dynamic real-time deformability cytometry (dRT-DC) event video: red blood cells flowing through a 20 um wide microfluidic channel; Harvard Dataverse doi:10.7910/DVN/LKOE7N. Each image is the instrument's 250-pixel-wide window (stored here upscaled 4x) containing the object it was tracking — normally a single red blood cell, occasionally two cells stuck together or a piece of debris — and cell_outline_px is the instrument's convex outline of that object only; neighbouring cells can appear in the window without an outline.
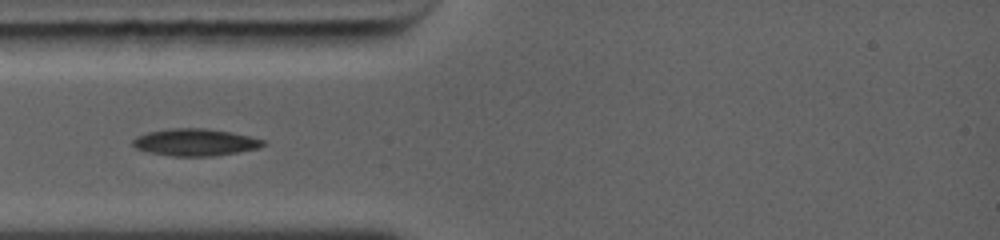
{"species": "common noctule bat (a hibernating species)", "species_latin": "Nyctalus noctula", "temperature_condition": "warm", "stored_images_in_passage": 60, "camera_frame_rate_fps": 5000, "um_per_image_px": 0.085, "animal": {"sex": "female", "body_mass_g": 19.0, "forearm_length_mm": 56.7}, "frame": {"image": 1, "passage_image": 1, "time_ms": 0.0, "image_size_px": [1000, 240], "cell_outline_px": [[268, 144], [260, 148], [212, 156], [172, 156], [148, 152], [136, 148], [132, 144], [132, 140], [136, 136], [148, 132], [168, 128], [204, 128], [232, 132], [264, 140]], "centroid_in_image_um": [16.59, 12.09], "position_along_channel_um": 68.4, "area_um2": 20.63}}
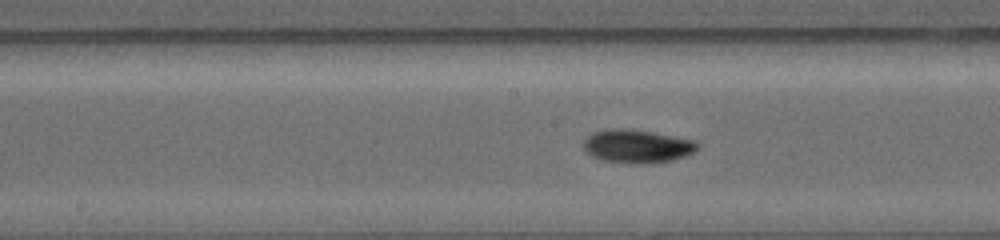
{"frame": {"image": 2, "passage_image": 17, "time_ms": 2.8, "image_size_px": [1000, 240], "cell_outline_px": [[700, 148], [684, 156], [672, 160], [644, 164], [640, 164], [600, 160], [584, 152], [584, 140], [592, 132], [648, 132], [696, 140], [700, 144]], "centroid_in_image_um": [54.21, 12.5], "position_along_channel_um": 194.0, "area_um2": 21.1}}
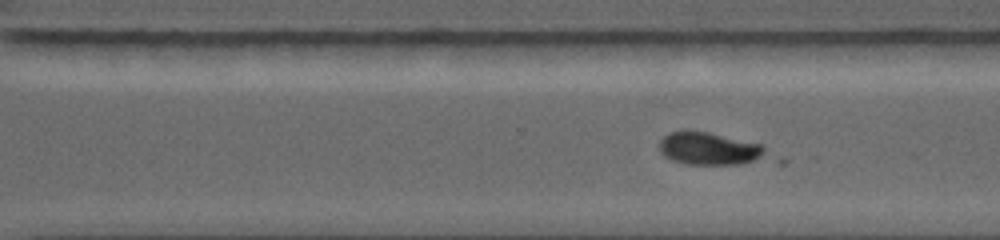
{"frame": {"image": 3, "passage_image": 33, "time_ms": 5.4, "image_size_px": [1000, 240], "cell_outline_px": [[764, 156], [756, 160], [744, 164], [684, 164], [672, 160], [664, 156], [660, 152], [660, 140], [664, 136], [672, 132], [708, 132], [760, 144], [764, 148]], "centroid_in_image_um": [60.25, 12.65], "position_along_channel_um": 310.4, "area_um2": 19.77}}